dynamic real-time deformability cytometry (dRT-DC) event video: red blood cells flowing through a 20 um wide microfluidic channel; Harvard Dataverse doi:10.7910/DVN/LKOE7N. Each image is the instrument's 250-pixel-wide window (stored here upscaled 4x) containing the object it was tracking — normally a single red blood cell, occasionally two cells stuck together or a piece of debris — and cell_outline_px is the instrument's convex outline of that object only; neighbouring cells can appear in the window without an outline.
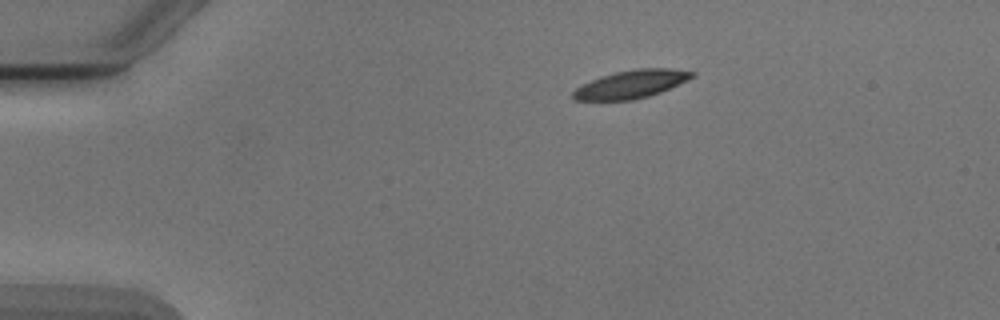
{"species": "Egyptian fruit bat (a non-hibernating species)", "species_latin": "Rousettus aegyptiacus", "temperature_condition": "cold", "stored_images_in_passage": 3, "camera_frame_rate_fps": 3000, "um_per_image_px": 0.085, "animal": {"sex": "male"}, "frame": {"image": 1, "passage_image": 1, "time_ms": 0.0, "image_size_px": [1000, 320], "cell_outline_px": [[696, 76], [660, 92], [648, 96], [632, 100], [572, 100], [572, 92], [576, 88], [600, 76], [616, 72], [636, 68], [672, 68], [696, 72]], "centroid_in_image_um": [53.67, 7.15], "position_along_channel_um": 31.3, "area_um2": 19.36}}